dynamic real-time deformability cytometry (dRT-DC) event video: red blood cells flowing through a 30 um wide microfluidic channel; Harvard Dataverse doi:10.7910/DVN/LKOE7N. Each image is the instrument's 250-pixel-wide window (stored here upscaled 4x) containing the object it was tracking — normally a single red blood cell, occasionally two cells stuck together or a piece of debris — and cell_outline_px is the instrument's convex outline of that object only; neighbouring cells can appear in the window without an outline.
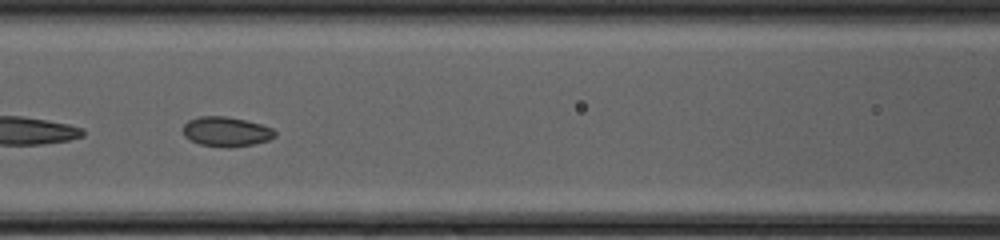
{"species": "common noctule bat (a hibernating species)", "species_latin": "Nyctalus noctula", "temperature_condition": "cold", "stored_images_in_passage": 44, "camera_frame_rate_fps": 3000, "um_per_image_px": 0.085, "animal": {"sex": "female", "body_mass_g": 20.0, "forearm_length_mm": 54.0}, "frame": {"image": 1, "passage_image": 19, "time_ms": 6.0, "image_size_px": [1000, 240], "cell_outline_px": [[276, 136], [268, 140], [256, 144], [228, 148], [224, 148], [200, 144], [184, 136], [184, 124], [188, 120], [200, 116], [224, 116], [244, 120], [260, 124], [272, 128], [276, 132]], "centroid_in_image_um": [19.24, 11.2], "position_along_channel_um": 147.4, "area_um2": 15.9}, "authors_computed_cell_mechanics": {"area_um2": 16.473, "velocity_mm_per_s": 4.184, "shape_relaxation_time_tau1_ms": null, "shape_relaxation_time_tau2_ms": 3.9447, "deformation_change_tau1": null, "deformation_change_tau2": 0.0598}}